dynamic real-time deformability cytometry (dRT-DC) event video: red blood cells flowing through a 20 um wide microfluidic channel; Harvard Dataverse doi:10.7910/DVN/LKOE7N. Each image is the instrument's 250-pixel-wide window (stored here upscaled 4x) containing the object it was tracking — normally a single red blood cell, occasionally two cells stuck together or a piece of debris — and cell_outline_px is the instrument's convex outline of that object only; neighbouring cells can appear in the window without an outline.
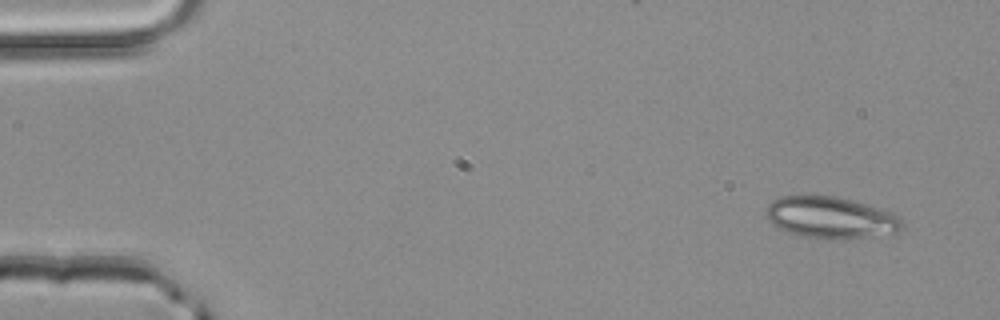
{"species": "common noctule bat (a hibernating species)", "species_latin": "Nyctalus noctula", "temperature_condition": "room temperature", "stored_images_in_passage": 3, "camera_frame_rate_fps": 3000, "um_per_image_px": 0.085, "animal": {"sex": "male", "body_mass_g": 20.4}, "frame": {"image": 1, "passage_image": 1, "time_ms": 0.0, "image_size_px": [1000, 320], "cell_outline_px": [[904, 228], [896, 232], [872, 236], [824, 240], [800, 236], [776, 228], [764, 216], [764, 208], [772, 200], [780, 196], [836, 196], [852, 200], [892, 212], [900, 216], [904, 224]], "centroid_in_image_um": [70.56, 18.5], "position_along_channel_um": 14.4, "area_um2": 33.47}}